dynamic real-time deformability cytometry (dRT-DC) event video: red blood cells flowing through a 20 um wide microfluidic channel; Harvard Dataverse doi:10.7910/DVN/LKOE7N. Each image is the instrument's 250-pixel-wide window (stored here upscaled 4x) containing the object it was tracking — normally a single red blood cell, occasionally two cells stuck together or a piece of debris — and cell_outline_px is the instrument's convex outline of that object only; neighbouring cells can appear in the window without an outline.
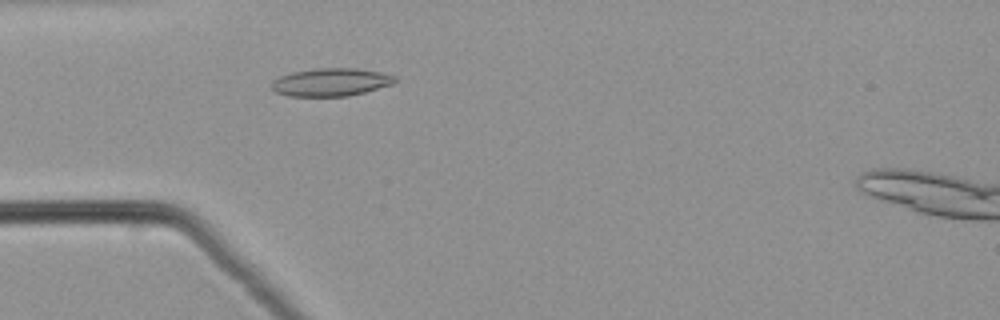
{"species": "common noctule bat (a hibernating species)", "species_latin": "Nyctalus noctula", "temperature_condition": "warm", "stored_images_in_passage": 40, "camera_frame_rate_fps": 3000, "um_per_image_px": 0.085, "animal": {"sex": "male", "body_mass_g": 21.5, "forearm_length_mm": 52.0}, "frame": {"image": 1, "passage_image": 5, "time_ms": 1.333, "image_size_px": [1000, 320], "cell_outline_px": [[396, 80], [392, 84], [364, 92], [348, 96], [288, 96], [276, 92], [272, 88], [272, 80], [280, 76], [292, 72], [316, 68], [356, 68], [380, 72], [396, 76]], "centroid_in_image_um": [28.11, 6.98], "position_along_channel_um": 56.9, "area_um2": 20.0}}
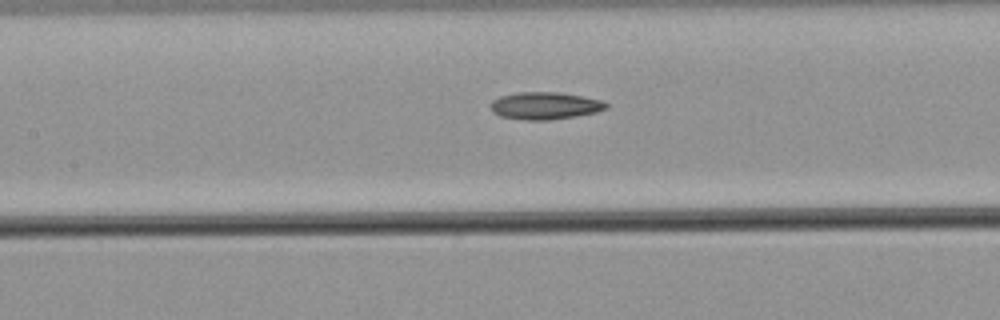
{"frame": {"image": 2, "passage_image": 13, "time_ms": 4.0, "image_size_px": [1000, 320], "cell_outline_px": [[608, 108], [596, 112], [548, 120], [528, 120], [500, 116], [492, 112], [492, 100], [500, 96], [516, 92], [556, 92], [604, 100], [608, 104]], "centroid_in_image_um": [46.32, 8.98], "position_along_channel_um": 161.1, "area_um2": 18.21}}
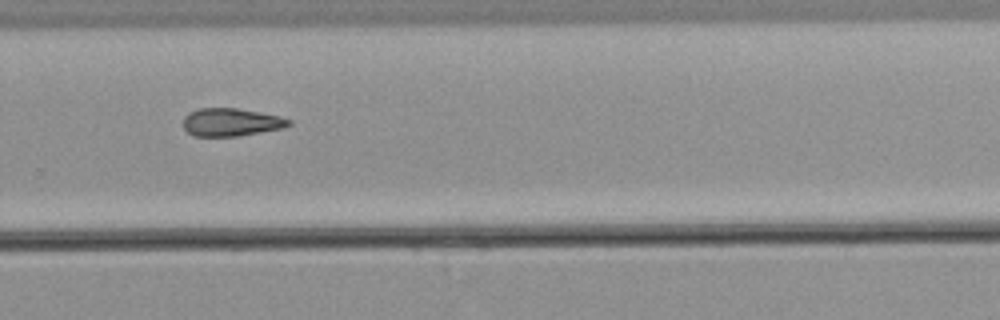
{"frame": {"image": 3, "passage_image": 24, "time_ms": 7.667, "image_size_px": [1000, 320], "cell_outline_px": [[292, 124], [284, 128], [236, 136], [192, 136], [184, 128], [184, 116], [188, 112], [200, 108], [236, 108], [260, 112], [280, 116], [292, 120]], "centroid_in_image_um": [19.65, 10.38], "position_along_channel_um": 310.1, "area_um2": 17.22}}